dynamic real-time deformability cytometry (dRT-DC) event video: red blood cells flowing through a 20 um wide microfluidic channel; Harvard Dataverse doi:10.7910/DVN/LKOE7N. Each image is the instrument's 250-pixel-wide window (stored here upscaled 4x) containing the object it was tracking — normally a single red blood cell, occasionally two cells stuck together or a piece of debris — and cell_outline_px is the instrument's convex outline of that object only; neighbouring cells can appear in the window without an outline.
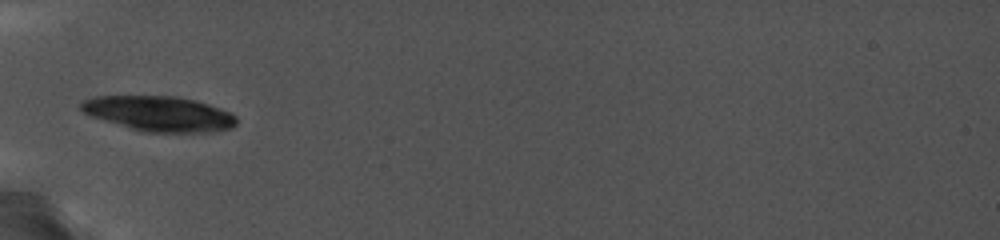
{"species": "common noctule bat (a hibernating species)", "species_latin": "Nyctalus noctula", "temperature_condition": "cold", "stored_images_in_passage": 4, "camera_frame_rate_fps": 5000, "um_per_image_px": 0.085, "animal": {"sex": "female", "body_mass_g": 19.0, "forearm_length_mm": 56.7}, "frame": {"image": 1, "passage_image": 1, "time_ms": 0.0, "image_size_px": [1000, 240], "cell_outline_px": [[236, 124], [232, 128], [204, 132], [148, 132], [132, 128], [92, 116], [84, 112], [80, 108], [80, 104], [84, 100], [96, 96], [176, 96], [208, 104], [220, 108], [236, 116]], "centroid_in_image_um": [13.54, 9.65], "position_along_channel_um": 71.5, "area_um2": 31.21}}